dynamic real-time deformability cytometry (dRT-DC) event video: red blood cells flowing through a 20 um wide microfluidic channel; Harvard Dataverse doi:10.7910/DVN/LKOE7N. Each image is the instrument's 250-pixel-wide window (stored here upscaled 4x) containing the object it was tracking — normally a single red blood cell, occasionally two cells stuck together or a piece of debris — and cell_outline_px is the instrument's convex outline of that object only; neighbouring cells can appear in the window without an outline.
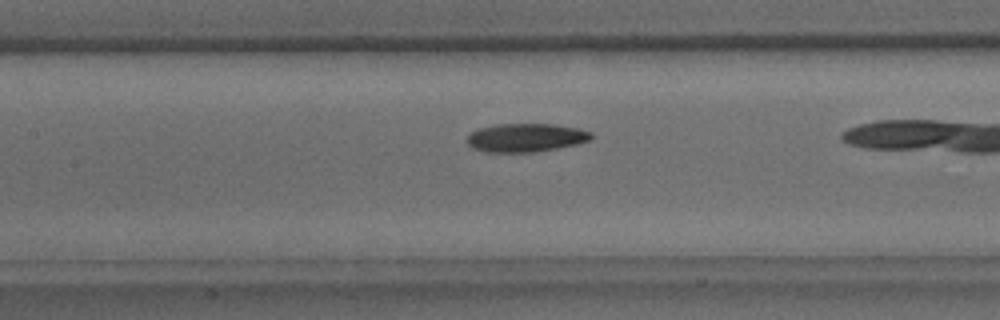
{"species": "common noctule bat (a hibernating species)", "species_latin": "Nyctalus noctula", "temperature_condition": "warm", "stored_images_in_passage": 23, "camera_frame_rate_fps": 3000, "um_per_image_px": 0.085, "animal": {"sex": "male", "body_mass_g": 15.6}, "frame": {"image": 1, "passage_image": 14, "time_ms": 4.333, "image_size_px": [1000, 320], "cell_outline_px": [[592, 140], [576, 144], [536, 152], [488, 152], [472, 148], [464, 140], [472, 132], [480, 128], [496, 124], [556, 124], [580, 128], [592, 132]], "centroid_in_image_um": [44.71, 11.69], "position_along_channel_um": 162.7, "area_um2": 20.75}}